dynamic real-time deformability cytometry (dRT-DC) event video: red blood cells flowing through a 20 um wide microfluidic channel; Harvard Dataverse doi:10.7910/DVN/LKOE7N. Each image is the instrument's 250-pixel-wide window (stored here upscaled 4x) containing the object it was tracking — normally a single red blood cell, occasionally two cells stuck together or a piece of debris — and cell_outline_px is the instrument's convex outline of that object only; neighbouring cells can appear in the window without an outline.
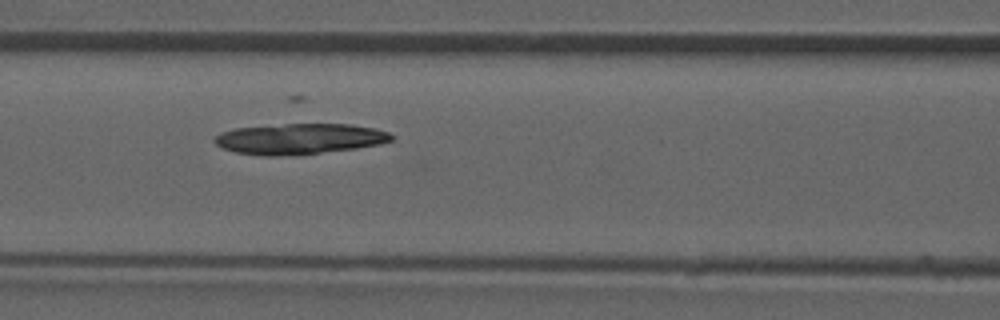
{"species": "common noctule bat (a hibernating species)", "species_latin": "Nyctalus noctula", "temperature_condition": "room temperature", "stored_images_in_passage": 37, "camera_frame_rate_fps": 3000, "um_per_image_px": 0.085, "animal": {"sex": "male", "forearm_length_mm": 52.5}, "frame": {"image": 1, "passage_image": 8, "time_ms": 2.333, "image_size_px": [1000, 320], "cell_outline_px": [[392, 140], [380, 144], [356, 148], [320, 152], [280, 156], [260, 156], [236, 152], [224, 148], [216, 144], [212, 140], [220, 132], [236, 128], [284, 124], [352, 124], [372, 128], [388, 132], [392, 136]], "centroid_in_image_um": [25.42, 11.8], "position_along_channel_um": 141.2, "area_um2": 31.33}}